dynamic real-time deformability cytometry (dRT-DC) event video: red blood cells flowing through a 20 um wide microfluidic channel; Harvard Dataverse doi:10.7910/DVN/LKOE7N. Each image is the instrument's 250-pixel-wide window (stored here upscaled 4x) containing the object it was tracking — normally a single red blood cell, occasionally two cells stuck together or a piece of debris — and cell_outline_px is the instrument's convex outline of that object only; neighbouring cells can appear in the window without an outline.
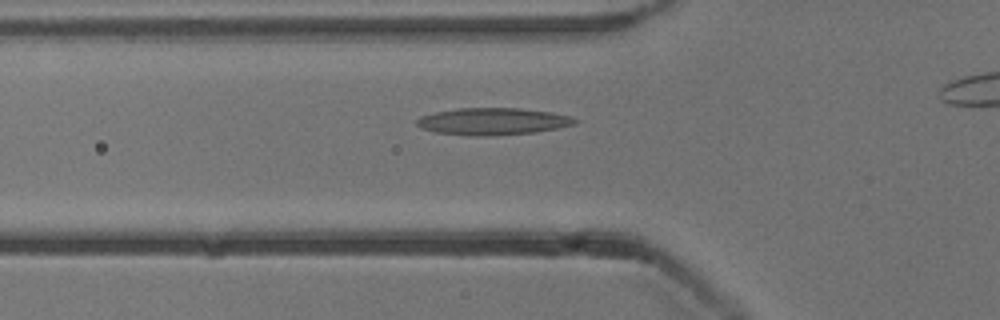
{"species": "common noctule bat (a hibernating species)", "species_latin": "Nyctalus noctula", "temperature_condition": "cold", "stored_images_in_passage": 27, "camera_frame_rate_fps": 3000, "um_per_image_px": 0.085, "animal": {"sex": "male", "body_mass_g": 13.3}, "frame": {"image": 1, "passage_image": 2, "time_ms": 0.333, "image_size_px": [1000, 320], "cell_outline_px": [[580, 120], [576, 124], [536, 132], [492, 136], [472, 136], [436, 132], [424, 128], [416, 124], [416, 120], [420, 116], [436, 112], [460, 108], [520, 108], [552, 112], [572, 116]], "centroid_in_image_um": [41.95, 10.32], "position_along_channel_um": 83.9, "area_um2": 24.97}}
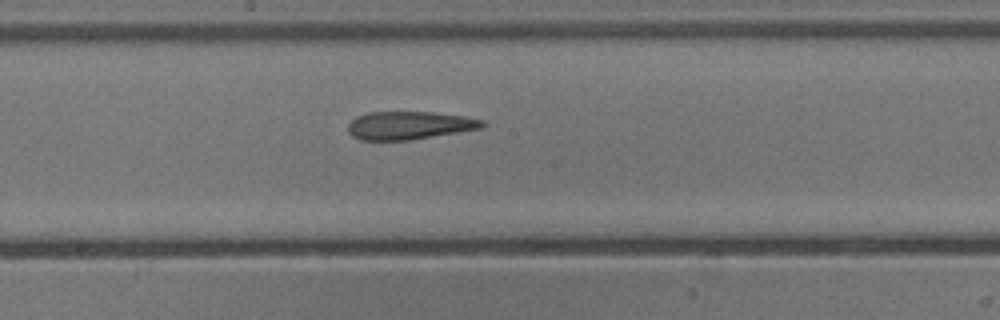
{"frame": {"image": 2, "passage_image": 12, "time_ms": 3.667, "image_size_px": [1000, 320], "cell_outline_px": [[488, 124], [480, 128], [408, 140], [360, 140], [352, 136], [348, 132], [348, 124], [356, 116], [368, 112], [432, 112], [464, 116], [484, 120]], "centroid_in_image_um": [34.76, 10.65], "position_along_channel_um": 213.4, "area_um2": 21.85}}
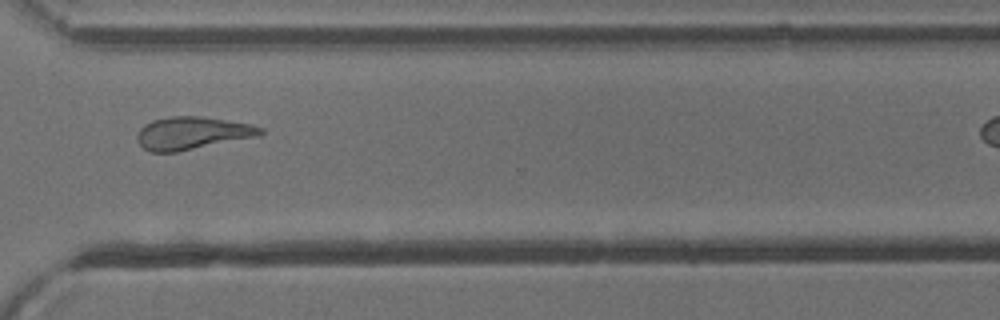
{"frame": {"image": 3, "passage_image": 23, "time_ms": 7.333, "image_size_px": [1000, 320], "cell_outline_px": [[264, 132], [260, 136], [176, 152], [148, 152], [136, 140], [136, 136], [140, 128], [144, 124], [152, 120], [168, 116], [200, 116], [248, 124], [264, 128]], "centroid_in_image_um": [16.3, 11.32], "position_along_channel_um": 354.3, "area_um2": 23.52}}